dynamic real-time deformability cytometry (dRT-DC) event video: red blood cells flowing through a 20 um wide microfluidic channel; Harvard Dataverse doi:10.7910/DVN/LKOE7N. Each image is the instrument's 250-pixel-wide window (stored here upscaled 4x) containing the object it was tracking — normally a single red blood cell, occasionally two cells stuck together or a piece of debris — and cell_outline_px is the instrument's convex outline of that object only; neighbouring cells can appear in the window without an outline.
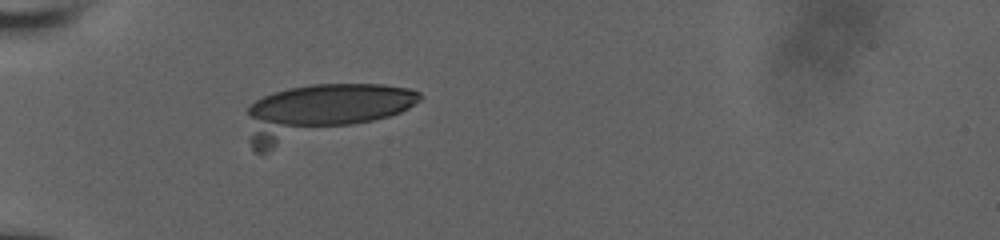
{"species": "human", "species_latin": "Homo sapiens", "temperature_condition": "room temperature", "stored_images_in_passage": 80, "camera_frame_rate_fps": 3000, "um_per_image_px": 0.085, "donor": {"sex": "male"}, "frame": {"image": 1, "passage_image": 28, "time_ms": 7.333, "image_size_px": [1000, 240], "cell_outline_px": [[420, 100], [408, 108], [400, 112], [388, 116], [264, 152], [252, 152], [248, 140], [248, 108], [256, 100], [272, 92], [288, 88], [312, 84], [384, 84], [408, 88], [420, 92]], "centroid_in_image_um": [27.27, 9.47], "position_along_channel_um": 57.7, "area_um2": 53.87}}
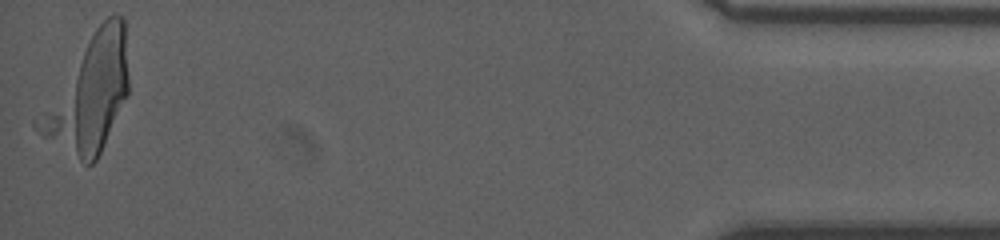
{"frame": {"image": 2, "passage_image": 80, "time_ms": 19.0, "image_size_px": [1000, 240], "cell_outline_px": [[128, 92], [100, 152], [96, 160], [92, 164], [84, 164], [44, 136], [32, 124], [32, 120], [96, 28], [108, 16], [124, 16], [128, 76]], "centroid_in_image_um": [7.52, 8.02], "position_along_channel_um": 427.7, "area_um2": 58.67}}